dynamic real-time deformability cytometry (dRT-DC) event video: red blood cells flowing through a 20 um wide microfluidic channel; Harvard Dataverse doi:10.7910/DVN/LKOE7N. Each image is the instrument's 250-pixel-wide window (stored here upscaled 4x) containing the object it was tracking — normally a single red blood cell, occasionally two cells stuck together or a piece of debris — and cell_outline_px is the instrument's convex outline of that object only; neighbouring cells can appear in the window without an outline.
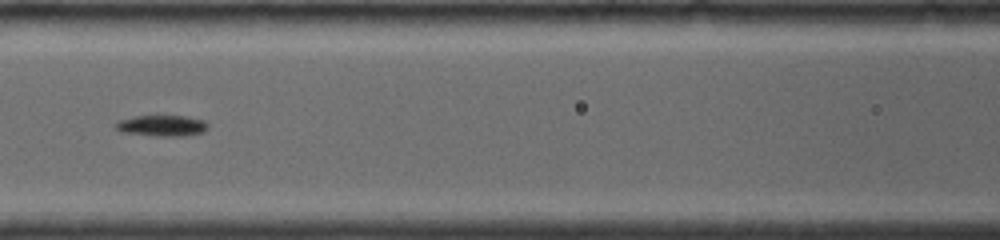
{"species": "common noctule bat (a hibernating species)", "species_latin": "Nyctalus noctula", "temperature_condition": "room temperature", "stored_images_in_passage": 52, "camera_frame_rate_fps": 4000, "um_per_image_px": 0.085, "animal": {"sex": "female", "body_mass_g": 19.0, "forearm_length_mm": 56.7}, "frame": {"image": 1, "passage_image": 23, "time_ms": 7.0, "image_size_px": [1000, 240], "cell_outline_px": [[208, 128], [204, 132], [184, 136], [156, 136], [120, 132], [116, 128], [116, 124], [120, 120], [132, 116], [188, 116], [204, 120], [208, 124]], "centroid_in_image_um": [13.8, 10.68], "position_along_channel_um": 152.8, "area_um2": 11.39}}
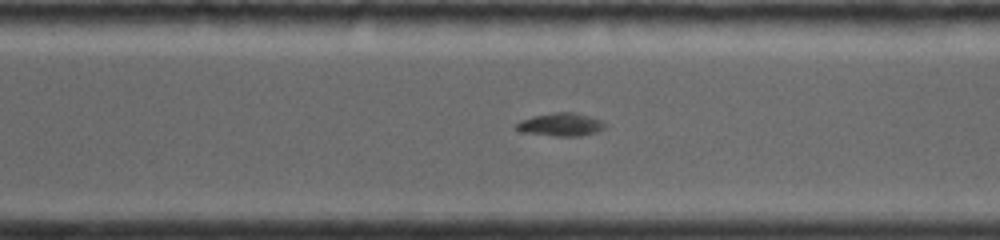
{"frame": {"image": 2, "passage_image": 37, "time_ms": 11.25, "image_size_px": [1000, 240], "cell_outline_px": [[604, 128], [596, 132], [580, 136], [556, 136], [524, 132], [516, 128], [516, 124], [520, 120], [532, 116], [556, 112], [576, 112], [600, 120], [604, 124]], "centroid_in_image_um": [47.65, 10.58], "position_along_channel_um": 322.9, "area_um2": 11.73}}
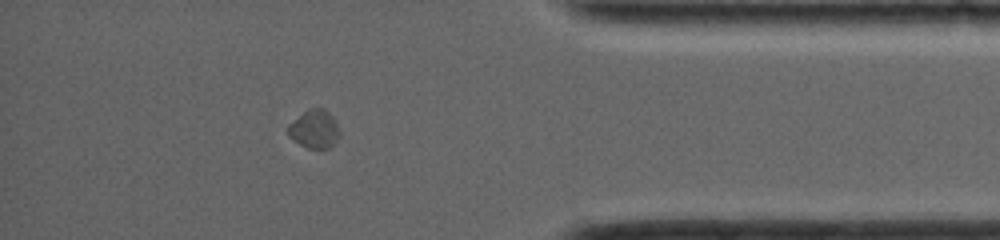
{"frame": {"image": 3, "passage_image": 45, "time_ms": 13.75, "image_size_px": [1000, 240], "cell_outline_px": [[340, 136], [336, 144], [328, 148], [308, 148], [300, 144], [288, 136], [288, 124], [308, 108], [324, 108], [336, 120], [340, 132]], "centroid_in_image_um": [26.75, 10.97], "position_along_channel_um": 408.4, "area_um2": 11.68}, "authors_computed_cell_mechanics": {"area_um2": 11.6756, "velocity_mm_per_s": 4.0049, "shape_relaxation_time_tau1_ms": 1.9584, "shape_relaxation_time_tau2_ms": null, "deformation_change_tau1": 0.1306, "deformation_change_tau2": null}}